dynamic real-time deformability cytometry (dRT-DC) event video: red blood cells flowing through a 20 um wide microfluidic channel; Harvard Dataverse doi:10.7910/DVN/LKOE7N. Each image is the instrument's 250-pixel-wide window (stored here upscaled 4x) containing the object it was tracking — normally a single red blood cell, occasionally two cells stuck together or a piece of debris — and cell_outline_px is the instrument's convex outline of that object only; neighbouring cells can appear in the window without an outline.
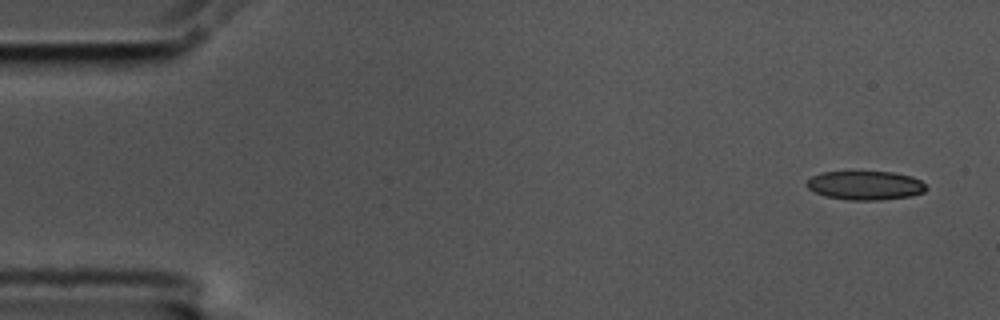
{"species": "common noctule bat (a hibernating species)", "species_latin": "Nyctalus noctula", "temperature_condition": "cold", "stored_images_in_passage": 6, "segment_of_instrument_passage": [2, 2], "camera_frame_rate_fps": 3000, "um_per_image_px": 0.085, "animal": {"sex": "male", "body_mass_g": 17.5, "forearm_length_mm": 52.3}, "frame": {"image": 1, "passage_image": 6, "time_ms": 1.667, "image_size_px": [1000, 320], "cell_outline_px": [[928, 188], [924, 192], [912, 196], [880, 200], [848, 200], [824, 196], [808, 188], [804, 184], [812, 176], [820, 172], [892, 172], [912, 176], [920, 180]], "centroid_in_image_um": [73.55, 15.76], "position_along_channel_um": 11.4, "area_um2": 20.23}}